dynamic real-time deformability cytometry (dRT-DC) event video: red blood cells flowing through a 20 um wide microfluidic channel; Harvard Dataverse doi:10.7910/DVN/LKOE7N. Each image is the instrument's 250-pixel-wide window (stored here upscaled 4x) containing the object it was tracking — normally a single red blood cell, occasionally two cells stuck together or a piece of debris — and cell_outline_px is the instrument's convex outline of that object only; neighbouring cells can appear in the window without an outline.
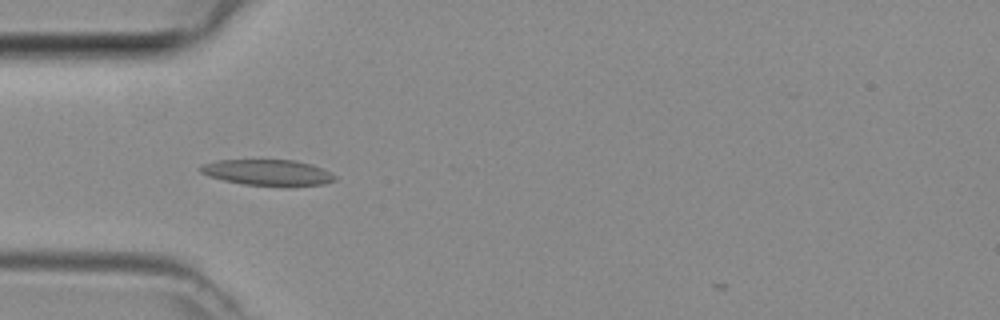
{"species": "common noctule bat (a hibernating species)", "species_latin": "Nyctalus noctula", "temperature_condition": "room temperature", "stored_images_in_passage": 31, "camera_frame_rate_fps": 3000, "um_per_image_px": 0.085, "animal": {"sex": "female", "body_mass_g": 29.2, "forearm_length_mm": 56.3}, "frame": {"image": 1, "passage_image": 2, "time_ms": 0.333, "image_size_px": [1000, 320], "cell_outline_px": [[336, 180], [324, 184], [288, 188], [284, 188], [244, 184], [224, 180], [208, 176], [200, 172], [196, 168], [200, 164], [216, 160], [292, 160], [312, 164], [336, 176]], "centroid_in_image_um": [22.73, 14.69], "position_along_channel_um": 62.3, "area_um2": 20.92}}
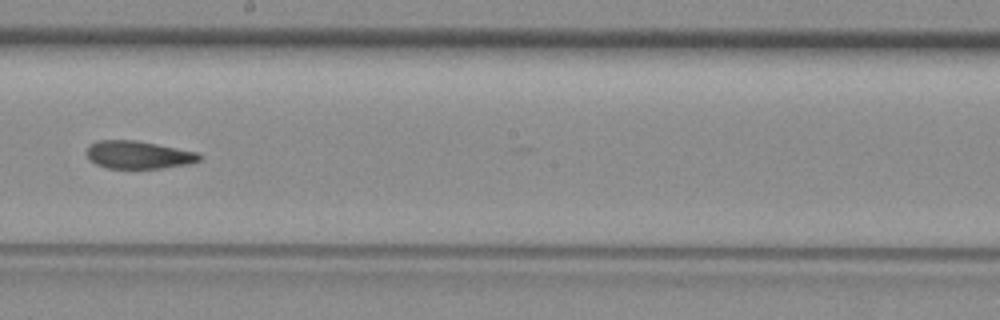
{"frame": {"image": 2, "passage_image": 14, "time_ms": 4.333, "image_size_px": [1000, 320], "cell_outline_px": [[204, 156], [200, 160], [188, 164], [164, 168], [108, 168], [96, 164], [88, 156], [88, 144], [100, 140], [136, 140], [196, 152]], "centroid_in_image_um": [11.79, 13.16], "position_along_channel_um": 236.4, "area_um2": 18.09}}
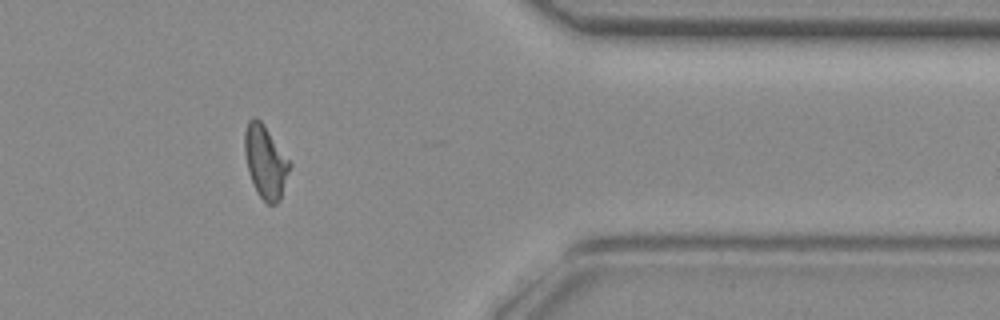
{"frame": {"image": 3, "passage_image": 26, "time_ms": 8.333, "image_size_px": [1000, 320], "cell_outline_px": [[292, 164], [280, 200], [276, 204], [268, 204], [256, 192], [248, 172], [244, 152], [244, 132], [248, 120], [252, 116], [256, 116], [264, 124]], "centroid_in_image_um": [22.55, 13.73], "position_along_channel_um": 388.9, "area_um2": 19.31}}